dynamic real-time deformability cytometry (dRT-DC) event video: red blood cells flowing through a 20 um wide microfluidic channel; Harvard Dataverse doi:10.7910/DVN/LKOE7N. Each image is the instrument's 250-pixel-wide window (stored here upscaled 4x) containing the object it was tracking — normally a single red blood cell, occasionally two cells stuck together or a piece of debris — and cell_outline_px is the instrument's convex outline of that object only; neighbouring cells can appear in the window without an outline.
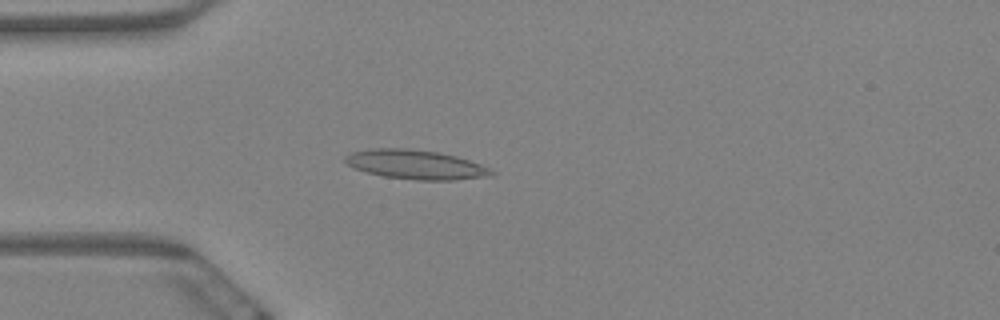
{"species": "Egyptian fruit bat (a non-hibernating species)", "species_latin": "Rousettus aegyptiacus", "temperature_condition": "warm", "stored_images_in_passage": 4, "camera_frame_rate_fps": 3000, "um_per_image_px": 0.085, "animal": {"sex": "female"}, "frame": {"image": 1, "passage_image": 4, "time_ms": 1.0, "image_size_px": [1000, 320], "cell_outline_px": [[496, 172], [492, 176], [452, 180], [416, 180], [384, 176], [368, 172], [356, 168], [348, 164], [344, 160], [344, 156], [352, 152], [376, 148], [404, 148], [436, 152], [456, 156], [480, 164]], "centroid_in_image_um": [35.35, 13.99], "position_along_channel_um": 49.6, "area_um2": 24.62}}